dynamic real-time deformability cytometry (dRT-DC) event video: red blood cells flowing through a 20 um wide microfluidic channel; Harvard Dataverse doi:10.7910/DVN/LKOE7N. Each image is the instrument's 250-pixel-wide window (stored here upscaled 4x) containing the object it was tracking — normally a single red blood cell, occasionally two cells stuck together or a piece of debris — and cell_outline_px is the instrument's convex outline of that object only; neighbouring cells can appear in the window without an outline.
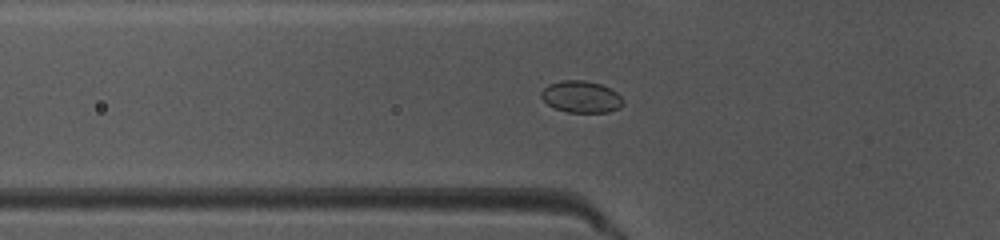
{"species": "common noctule bat (a hibernating species)", "species_latin": "Nyctalus noctula", "temperature_condition": "warm", "stored_images_in_passage": 35, "camera_frame_rate_fps": 3000, "um_per_image_px": 0.085, "animal": {"sex": "female", "body_mass_g": 10.0, "forearm_length_mm": 53.1}, "frame": {"image": 1, "passage_image": 7, "time_ms": 2.0, "image_size_px": [1000, 240], "cell_outline_px": [[624, 104], [620, 108], [608, 112], [568, 112], [556, 108], [548, 104], [540, 96], [540, 92], [548, 84], [560, 80], [584, 80], [600, 84], [612, 88], [624, 100]], "centroid_in_image_um": [49.42, 8.21], "position_along_channel_um": 76.4, "area_um2": 15.26}}
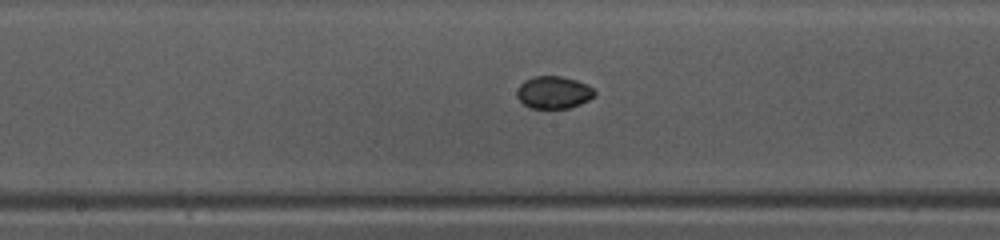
{"frame": {"image": 2, "passage_image": 16, "time_ms": 5.0, "image_size_px": [1000, 240], "cell_outline_px": [[596, 92], [588, 100], [580, 104], [568, 108], [528, 108], [516, 96], [516, 92], [520, 84], [524, 80], [532, 76], [560, 76], [576, 80], [588, 84]], "centroid_in_image_um": [47.03, 7.84], "position_along_channel_um": 201.2, "area_um2": 14.68}}
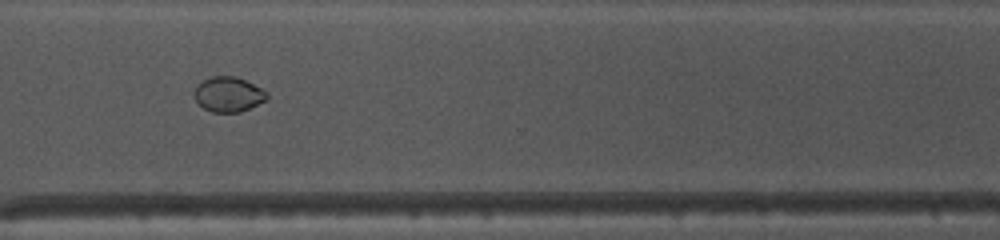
{"frame": {"image": 3, "passage_image": 27, "time_ms": 8.667, "image_size_px": [1000, 240], "cell_outline_px": [[268, 96], [264, 100], [240, 112], [212, 112], [204, 108], [196, 100], [192, 92], [196, 84], [212, 76], [236, 76], [268, 92]], "centroid_in_image_um": [19.36, 8.01], "position_along_channel_um": 351.2, "area_um2": 14.62}}